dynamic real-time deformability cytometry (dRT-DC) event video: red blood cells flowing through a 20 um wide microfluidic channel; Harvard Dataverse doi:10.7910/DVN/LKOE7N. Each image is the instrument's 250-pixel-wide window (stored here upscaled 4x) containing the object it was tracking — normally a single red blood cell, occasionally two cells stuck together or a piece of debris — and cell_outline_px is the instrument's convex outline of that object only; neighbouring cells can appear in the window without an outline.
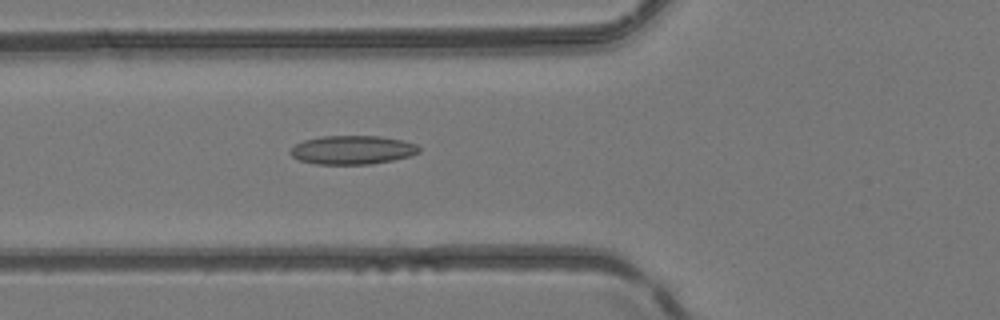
{"species": "common noctule bat (a hibernating species)", "species_latin": "Nyctalus noctula", "temperature_condition": "room temperature", "stored_images_in_passage": 51, "camera_frame_rate_fps": 3000, "um_per_image_px": 0.085, "animal": {"sex": "female", "body_mass_g": 24.6, "forearm_length_mm": 56.2}, "frame": {"image": 1, "passage_image": 20, "time_ms": 6.333, "image_size_px": [1000, 320], "cell_outline_px": [[420, 152], [412, 156], [392, 160], [368, 164], [316, 164], [300, 160], [292, 156], [288, 152], [296, 144], [304, 140], [320, 136], [380, 136], [400, 140], [416, 144], [420, 148]], "centroid_in_image_um": [29.95, 12.74], "position_along_channel_um": 95.8, "area_um2": 21.5}}
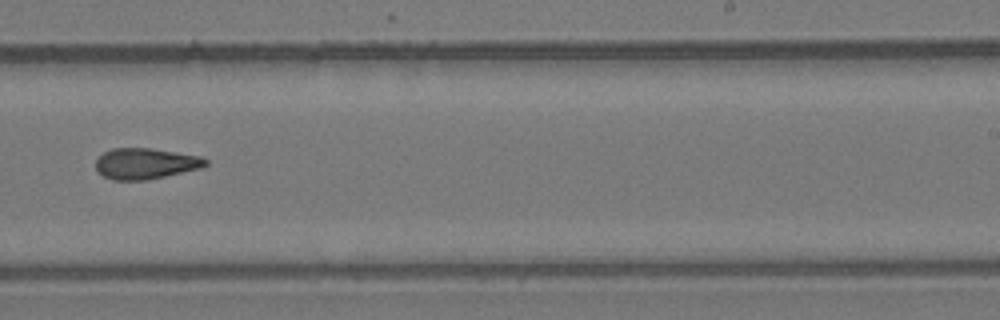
{"frame": {"image": 2, "passage_image": 33, "time_ms": 10.667, "image_size_px": [1000, 320], "cell_outline_px": [[208, 164], [200, 168], [148, 180], [112, 180], [96, 172], [96, 160], [104, 152], [112, 148], [152, 148], [200, 156], [208, 160]], "centroid_in_image_um": [12.35, 13.9], "position_along_channel_um": 276.6, "area_um2": 19.83}}
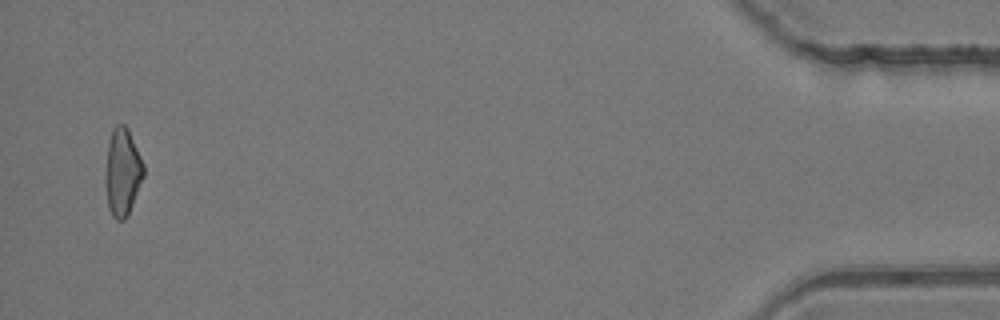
{"frame": {"image": 3, "passage_image": 50, "time_ms": 16.333, "image_size_px": [1000, 320], "cell_outline_px": [[144, 176], [128, 216], [124, 220], [116, 220], [112, 216], [108, 208], [104, 176], [108, 144], [112, 128], [116, 124], [124, 124], [128, 128], [144, 164]], "centroid_in_image_um": [10.4, 14.64], "position_along_channel_um": 424.8, "area_um2": 19.77}, "authors_computed_cell_mechanics": {"area_um2": 20.3456, "velocity_mm_per_s": 4.1559, "shape_relaxation_time_tau1_ms": null, "shape_relaxation_time_tau2_ms": 4.1195, "deformation_change_tau1": null, "deformation_change_tau2": 0.1136}}